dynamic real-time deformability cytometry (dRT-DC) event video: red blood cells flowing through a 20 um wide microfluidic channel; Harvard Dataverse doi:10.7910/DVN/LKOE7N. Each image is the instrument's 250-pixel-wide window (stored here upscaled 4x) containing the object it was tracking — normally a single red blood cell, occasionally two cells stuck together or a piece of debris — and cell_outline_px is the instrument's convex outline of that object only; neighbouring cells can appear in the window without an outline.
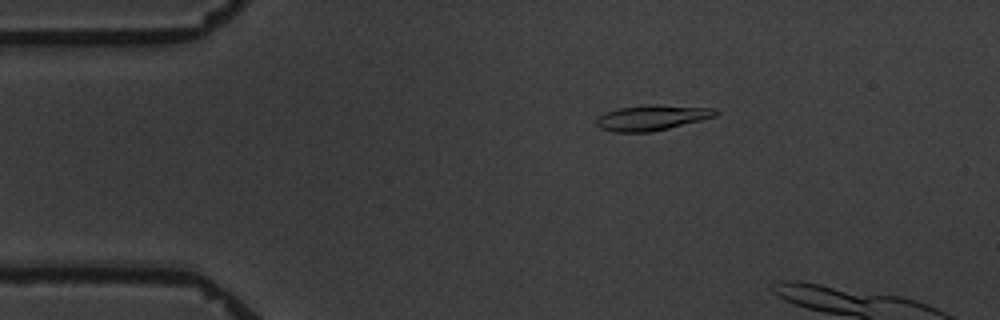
{"species": "common noctule bat (a hibernating species)", "species_latin": "Nyctalus noctula", "temperature_condition": "warm", "stored_images_in_passage": 5, "camera_frame_rate_fps": 3000, "um_per_image_px": 0.085, "animal": {"sex": "male", "body_mass_g": 19.5, "forearm_length_mm": 54.6}, "frame": {"image": 1, "passage_image": 3, "time_ms": 2.333, "image_size_px": [1000, 320], "cell_outline_px": [[716, 116], [668, 128], [648, 132], [612, 132], [600, 128], [596, 124], [596, 120], [600, 116], [616, 108], [648, 104], [656, 104], [716, 108]], "centroid_in_image_um": [55.39, 9.99], "position_along_channel_um": 29.6, "area_um2": 17.51}}